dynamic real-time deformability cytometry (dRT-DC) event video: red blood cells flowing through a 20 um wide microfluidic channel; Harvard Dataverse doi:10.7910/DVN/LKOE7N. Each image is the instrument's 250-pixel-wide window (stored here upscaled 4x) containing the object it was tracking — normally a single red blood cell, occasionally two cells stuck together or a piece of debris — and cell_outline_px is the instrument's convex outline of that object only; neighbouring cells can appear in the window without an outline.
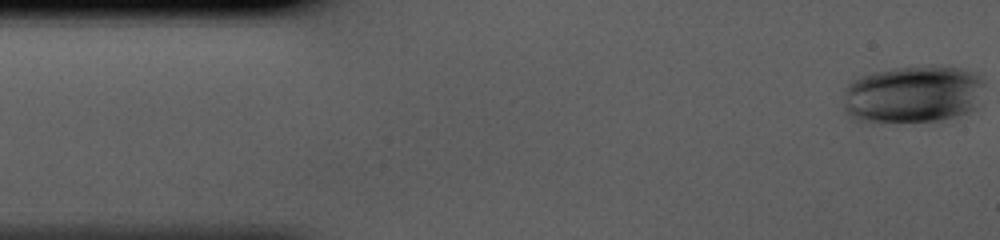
{"species": "human", "species_latin": "Homo sapiens", "temperature_condition": "cold", "stored_images_in_passage": 42, "camera_frame_rate_fps": 3000, "um_per_image_px": 0.085, "donor": {"sex": "male"}, "frame": {"image": 1, "passage_image": 1, "time_ms": 0.0, "image_size_px": [1000, 240], "cell_outline_px": [[984, 84], [976, 108], [968, 112], [956, 116], [940, 120], [880, 124], [872, 124], [856, 120], [844, 112], [844, 88], [852, 80], [860, 76], [872, 72], [892, 68], [928, 64], [940, 64], [960, 68], [984, 76]], "centroid_in_image_um": [77.58, 8.01], "position_along_channel_um": 7.4, "area_um2": 49.01}}
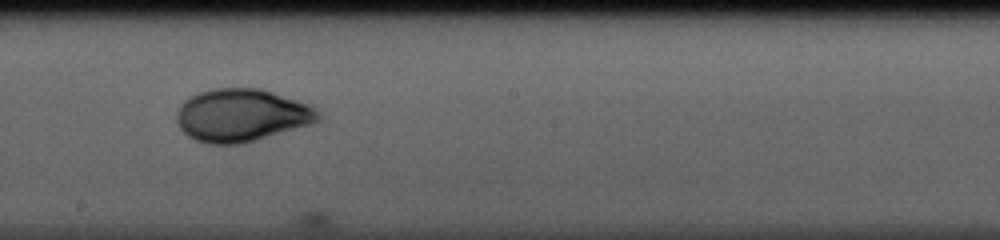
{"frame": {"image": 2, "passage_image": 23, "time_ms": 7.333, "image_size_px": [1000, 240], "cell_outline_px": [[320, 120], [308, 124], [244, 144], [208, 144], [196, 140], [188, 136], [180, 128], [176, 120], [176, 112], [180, 104], [184, 100], [200, 92], [216, 88], [260, 88], [308, 104], [320, 112]], "centroid_in_image_um": [20.49, 9.8], "position_along_channel_um": 227.7, "area_um2": 43.29}}
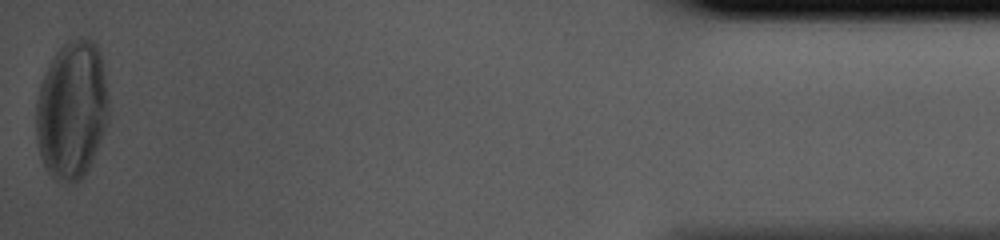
{"frame": {"image": 3, "passage_image": 42, "time_ms": 13.667, "image_size_px": [1000, 240], "cell_outline_px": [[108, 124], [88, 168], [84, 176], [76, 184], [72, 184], [56, 180], [48, 172], [40, 156], [36, 140], [36, 104], [40, 84], [56, 52], [68, 40], [88, 36], [100, 48], [108, 96]], "centroid_in_image_um": [6.12, 9.35], "position_along_channel_um": 429.1, "area_um2": 58.9}}